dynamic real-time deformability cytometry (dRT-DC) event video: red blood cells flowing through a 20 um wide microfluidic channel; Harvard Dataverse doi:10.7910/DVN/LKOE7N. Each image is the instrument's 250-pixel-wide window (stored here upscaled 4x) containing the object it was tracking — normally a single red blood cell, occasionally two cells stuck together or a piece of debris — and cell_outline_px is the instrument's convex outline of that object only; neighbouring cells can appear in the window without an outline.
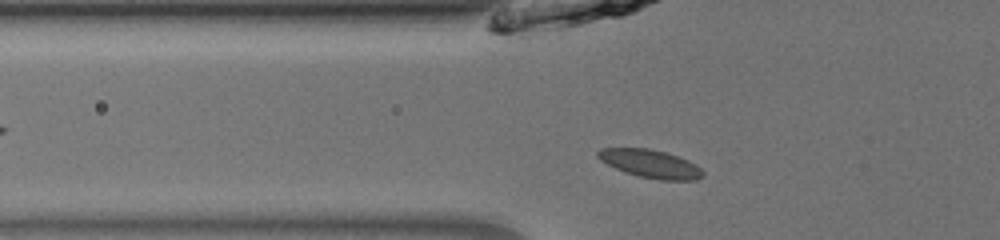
{"species": "common noctule bat (a hibernating species)", "species_latin": "Nyctalus noctula", "temperature_condition": "room temperature", "stored_images_in_passage": 40, "camera_frame_rate_fps": 3000, "um_per_image_px": 0.085, "animal": {"sex": "male", "body_mass_g": 13.0, "forearm_length_mm": 53.1}, "frame": {"image": 1, "passage_image": 8, "time_ms": 2.333, "image_size_px": [1000, 240], "cell_outline_px": [[704, 176], [696, 180], [660, 180], [640, 176], [624, 172], [600, 160], [596, 156], [596, 152], [600, 148], [648, 148], [664, 152], [688, 160], [696, 164], [704, 172]], "centroid_in_image_um": [55.29, 13.92], "position_along_channel_um": 70.5, "area_um2": 17.17}}
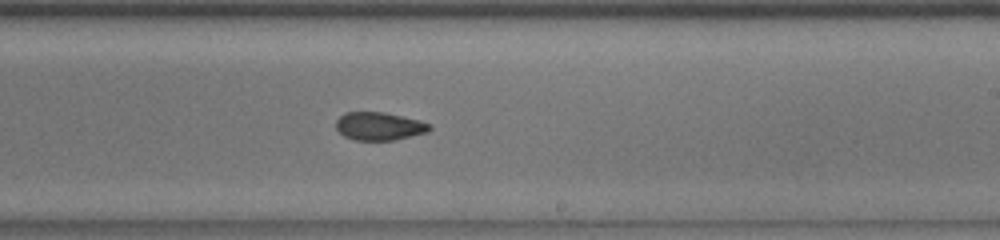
{"frame": {"image": 2, "passage_image": 22, "time_ms": 7.0, "image_size_px": [1000, 240], "cell_outline_px": [[432, 128], [428, 132], [396, 140], [356, 140], [344, 136], [336, 128], [336, 120], [344, 112], [384, 112], [420, 120], [432, 124]], "centroid_in_image_um": [32.26, 10.72], "position_along_channel_um": 256.7, "area_um2": 15.43}}
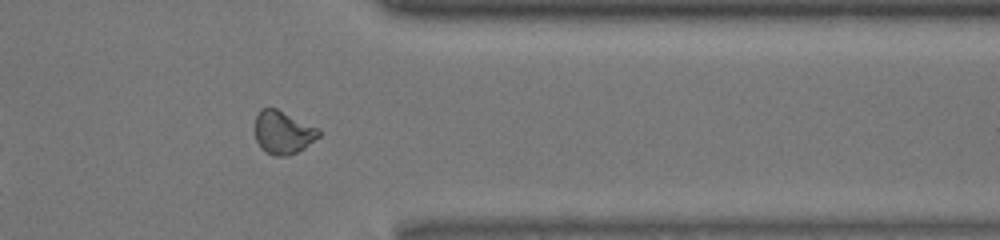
{"frame": {"image": 3, "passage_image": 32, "time_ms": 10.333, "image_size_px": [1000, 240], "cell_outline_px": [[320, 136], [304, 148], [288, 156], [272, 156], [260, 148], [256, 140], [256, 116], [260, 108], [276, 108], [320, 128]], "centroid_in_image_um": [24.07, 11.26], "position_along_channel_um": 387.3, "area_um2": 16.13}}